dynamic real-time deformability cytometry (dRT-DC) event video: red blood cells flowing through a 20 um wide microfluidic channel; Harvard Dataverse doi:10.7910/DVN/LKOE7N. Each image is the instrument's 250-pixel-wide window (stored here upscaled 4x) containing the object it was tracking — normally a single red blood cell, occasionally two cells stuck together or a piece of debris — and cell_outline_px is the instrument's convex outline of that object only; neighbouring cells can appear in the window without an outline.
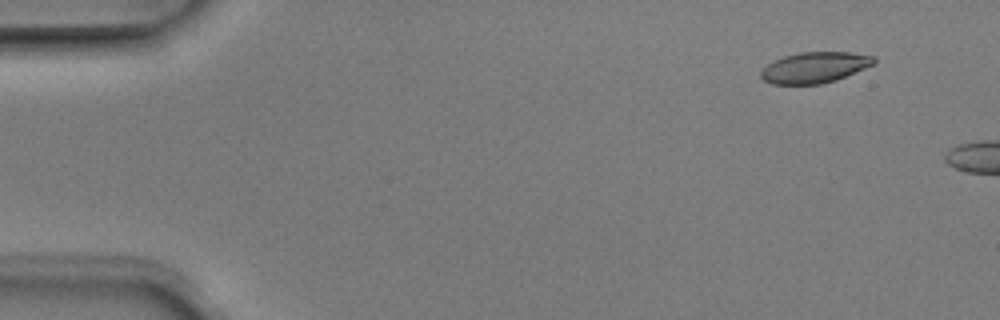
{"species": "Egyptian fruit bat (a non-hibernating species)", "species_latin": "Rousettus aegyptiacus", "temperature_condition": "room temperature", "stored_images_in_passage": 4, "camera_frame_rate_fps": 3000, "um_per_image_px": 0.085, "animal": {"sex": "male"}, "frame": {"image": 1, "passage_image": 2, "time_ms": 0.333, "image_size_px": [1000, 320], "cell_outline_px": [[876, 64], [836, 80], [820, 84], [772, 84], [764, 80], [760, 76], [760, 72], [768, 64], [784, 56], [800, 52], [852, 52], [876, 56]], "centroid_in_image_um": [69.3, 5.73], "position_along_channel_um": 15.7, "area_um2": 20.4}}